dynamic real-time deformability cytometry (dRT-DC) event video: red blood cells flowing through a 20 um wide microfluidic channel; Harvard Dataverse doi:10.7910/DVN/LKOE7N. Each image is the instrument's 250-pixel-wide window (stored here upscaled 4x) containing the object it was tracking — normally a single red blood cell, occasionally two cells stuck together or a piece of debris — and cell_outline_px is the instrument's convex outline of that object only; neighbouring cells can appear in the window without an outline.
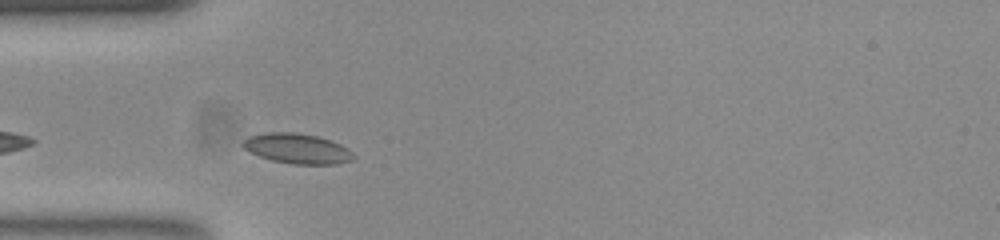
{"species": "common noctule bat (a hibernating species)", "species_latin": "Nyctalus noctula", "temperature_condition": "room temperature", "stored_images_in_passage": 7, "camera_frame_rate_fps": 3000, "um_per_image_px": 0.085, "animal": {"sex": "female", "body_mass_g": 23.0, "forearm_length_mm": 53.4}, "frame": {"image": 1, "passage_image": 3, "time_ms": 0.667, "image_size_px": [1000, 240], "cell_outline_px": [[356, 156], [352, 160], [336, 164], [292, 164], [272, 160], [260, 156], [244, 148], [240, 144], [248, 136], [268, 132], [296, 132], [316, 136], [340, 144], [348, 148]], "centroid_in_image_um": [25.27, 12.63], "position_along_channel_um": 59.7, "area_um2": 19.31}}